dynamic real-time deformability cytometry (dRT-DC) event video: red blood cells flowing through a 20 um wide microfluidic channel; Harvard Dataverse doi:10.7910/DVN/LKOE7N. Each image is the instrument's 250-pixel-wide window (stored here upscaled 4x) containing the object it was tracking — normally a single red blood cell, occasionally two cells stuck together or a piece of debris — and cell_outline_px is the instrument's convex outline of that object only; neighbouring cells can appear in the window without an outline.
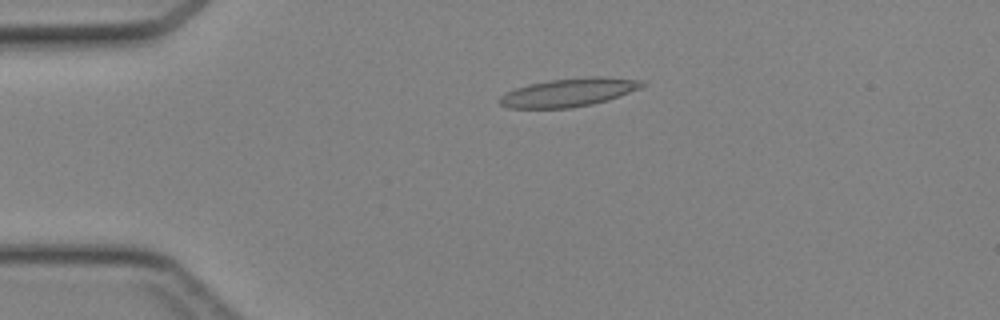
{"species": "Egyptian fruit bat (a non-hibernating species)", "species_latin": "Rousettus aegyptiacus", "temperature_condition": "cold", "stored_images_in_passage": 36, "camera_frame_rate_fps": 3000, "um_per_image_px": 0.085, "animal": {"sex": "female"}, "frame": {"image": 1, "passage_image": 1, "time_ms": 0.0, "image_size_px": [1000, 320], "cell_outline_px": [[644, 84], [640, 88], [608, 100], [592, 104], [572, 108], [508, 108], [500, 104], [496, 100], [504, 92], [528, 84], [548, 80], [588, 76], [604, 76], [644, 80]], "centroid_in_image_um": [48.31, 7.85], "position_along_channel_um": 36.7, "area_um2": 23.81}}
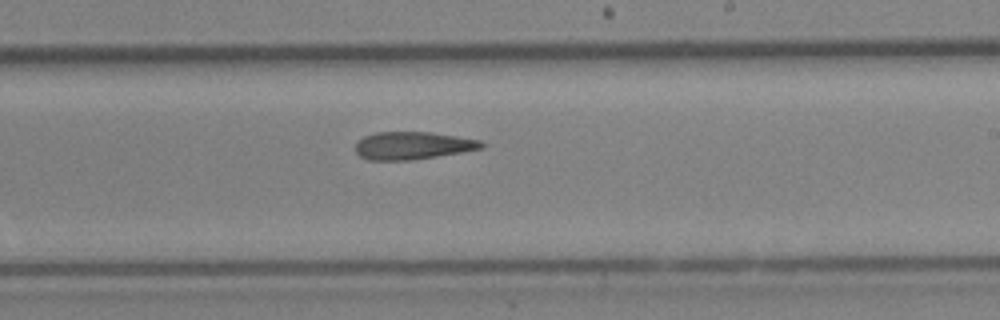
{"frame": {"image": 2, "passage_image": 18, "time_ms": 5.667, "image_size_px": [1000, 320], "cell_outline_px": [[484, 148], [412, 160], [368, 160], [360, 156], [356, 152], [356, 144], [364, 136], [376, 132], [432, 132], [480, 140], [484, 144]], "centroid_in_image_um": [35.07, 12.37], "position_along_channel_um": 253.9, "area_um2": 20.17}}
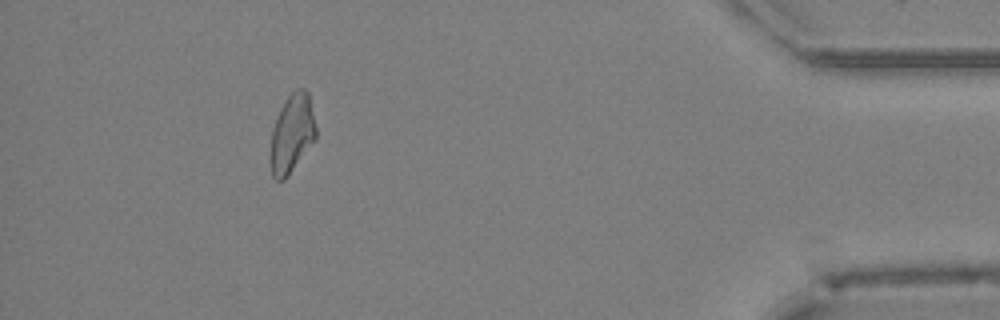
{"frame": {"image": 3, "passage_image": 32, "time_ms": 10.333, "image_size_px": [1000, 320], "cell_outline_px": [[316, 140], [288, 176], [284, 180], [276, 180], [272, 176], [272, 128], [280, 108], [288, 96], [296, 88], [304, 88], [308, 92], [316, 128]], "centroid_in_image_um": [24.85, 11.34], "position_along_channel_um": 410.4, "area_um2": 20.58}}